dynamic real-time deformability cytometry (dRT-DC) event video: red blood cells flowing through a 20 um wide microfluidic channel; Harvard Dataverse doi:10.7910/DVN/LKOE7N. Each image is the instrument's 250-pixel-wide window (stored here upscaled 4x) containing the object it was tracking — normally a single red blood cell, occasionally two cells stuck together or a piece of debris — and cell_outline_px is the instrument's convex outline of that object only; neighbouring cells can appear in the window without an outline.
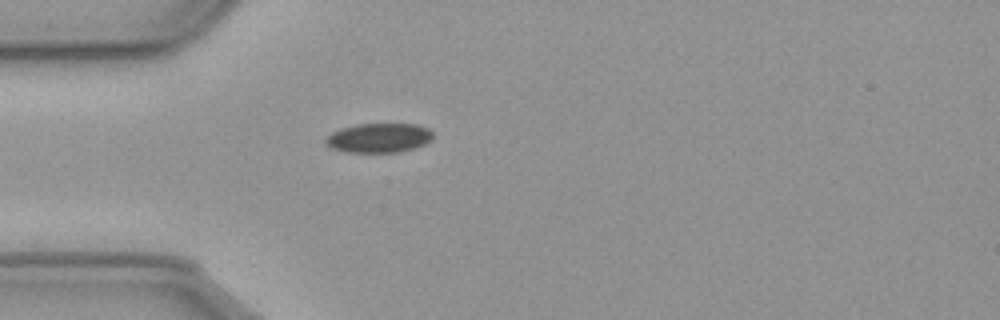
{"species": "common noctule bat (a hibernating species)", "species_latin": "Nyctalus noctula", "temperature_condition": "cold", "stored_images_in_passage": 17, "camera_frame_rate_fps": 3000, "um_per_image_px": 0.085, "animal": {"sex": "male", "body_mass_g": 23.1, "forearm_length_mm": 52.7}, "frame": {"image": 1, "passage_image": 1, "time_ms": 0.0, "image_size_px": [1000, 320], "cell_outline_px": [[432, 136], [424, 144], [412, 148], [396, 152], [348, 152], [332, 148], [324, 140], [332, 132], [356, 124], [416, 124], [428, 128], [432, 132]], "centroid_in_image_um": [32.2, 11.71], "position_along_channel_um": 52.8, "area_um2": 17.98}}